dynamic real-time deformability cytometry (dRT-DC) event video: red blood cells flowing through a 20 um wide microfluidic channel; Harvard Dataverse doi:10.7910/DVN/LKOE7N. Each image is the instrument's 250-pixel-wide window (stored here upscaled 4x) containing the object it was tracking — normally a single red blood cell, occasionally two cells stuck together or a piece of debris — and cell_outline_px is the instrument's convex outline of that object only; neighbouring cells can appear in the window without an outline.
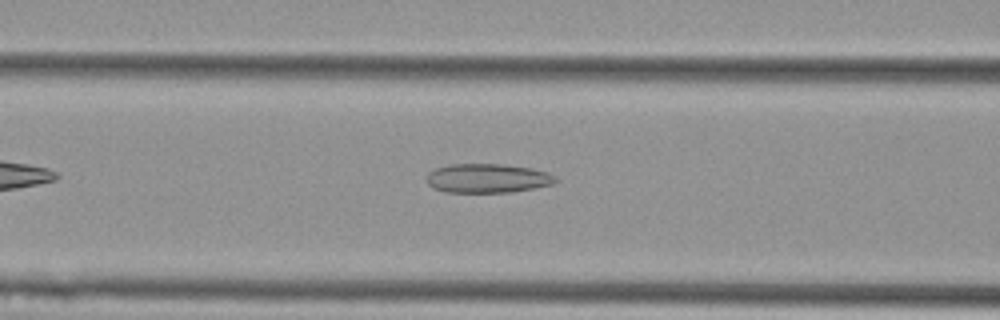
{"species": "Egyptian fruit bat (a non-hibernating species)", "species_latin": "Rousettus aegyptiacus", "temperature_condition": "cold", "stored_images_in_passage": 42, "camera_frame_rate_fps": 3000, "um_per_image_px": 0.085, "animal": {"sex": "female"}, "frame": {"image": 1, "passage_image": 10, "time_ms": 3.0, "image_size_px": [1000, 320], "cell_outline_px": [[560, 180], [552, 184], [512, 192], [444, 192], [428, 184], [428, 172], [436, 168], [452, 164], [504, 164], [532, 168], [548, 172], [556, 176]], "centroid_in_image_um": [41.49, 15.14], "position_along_channel_um": 125.1, "area_um2": 21.85}}
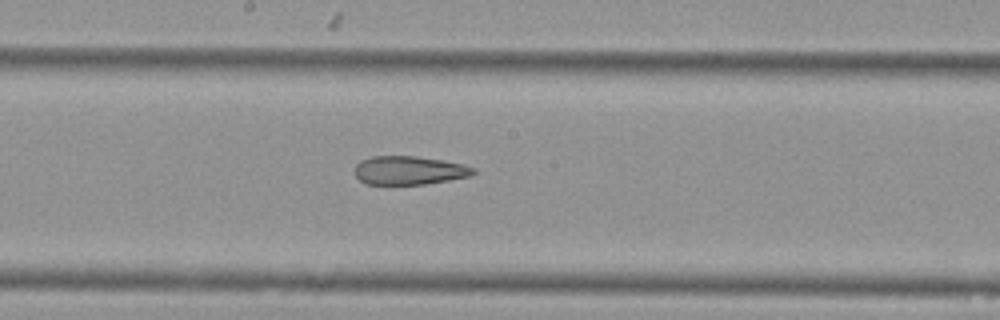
{"frame": {"image": 2, "passage_image": 17, "time_ms": 5.333, "image_size_px": [1000, 320], "cell_outline_px": [[476, 172], [472, 176], [424, 184], [364, 184], [356, 176], [356, 164], [360, 160], [372, 156], [416, 156], [444, 160], [464, 164], [476, 168]], "centroid_in_image_um": [34.81, 14.47], "position_along_channel_um": 213.4, "area_um2": 19.88}}
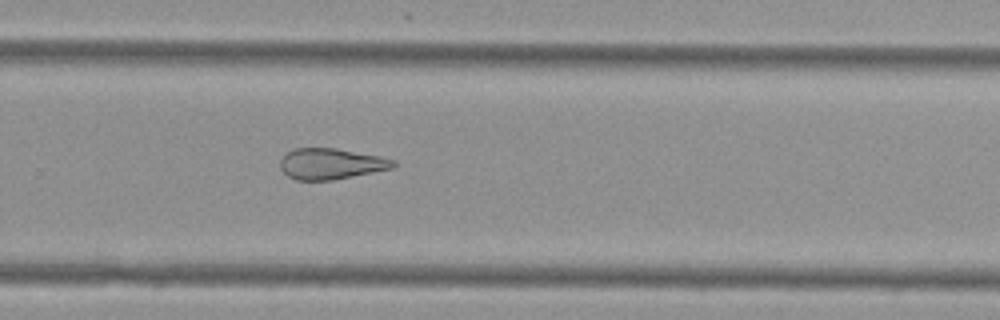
{"frame": {"image": 3, "passage_image": 24, "time_ms": 7.667, "image_size_px": [1000, 320], "cell_outline_px": [[400, 164], [392, 168], [332, 180], [296, 180], [288, 176], [280, 168], [280, 160], [288, 152], [296, 148], [336, 148], [380, 156], [396, 160]], "centroid_in_image_um": [28.16, 13.92], "position_along_channel_um": 301.6, "area_um2": 20.35}, "authors_computed_cell_mechanics": {"area_um2": 23.1489, "velocity_mm_per_s": 3.795, "shape_relaxation_time_tau1_ms": null, "shape_relaxation_time_tau2_ms": 4.7207, "deformation_change_tau1": null, "deformation_change_tau2": 0.1585}}